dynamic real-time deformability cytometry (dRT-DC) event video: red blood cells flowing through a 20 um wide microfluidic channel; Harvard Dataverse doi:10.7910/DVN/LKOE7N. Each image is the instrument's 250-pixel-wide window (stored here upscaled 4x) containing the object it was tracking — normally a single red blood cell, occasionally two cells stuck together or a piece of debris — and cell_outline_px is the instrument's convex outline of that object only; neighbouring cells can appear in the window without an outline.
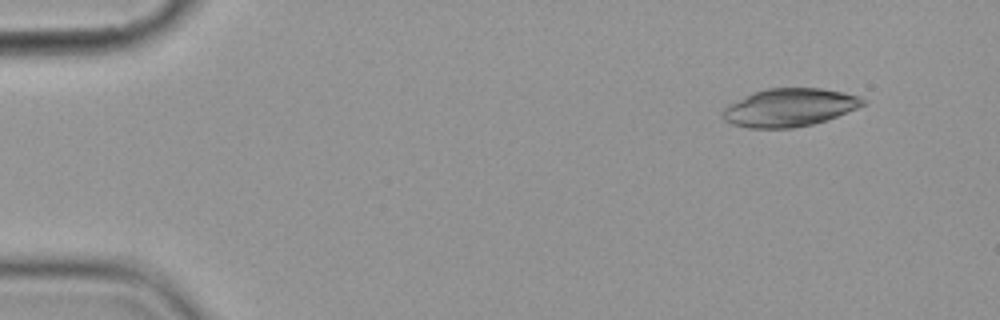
{"species": "common noctule bat (a hibernating species)", "species_latin": "Nyctalus noctula", "temperature_condition": "cold", "stored_images_in_passage": 5, "camera_frame_rate_fps": 3000, "um_per_image_px": 0.085, "animal": {"sex": "female", "body_mass_g": 19.9}, "frame": {"image": 1, "passage_image": 2, "time_ms": 1.333, "image_size_px": [1000, 320], "cell_outline_px": [[868, 100], [864, 104], [856, 108], [836, 116], [812, 124], [792, 128], [748, 128], [732, 124], [724, 120], [720, 112], [728, 104], [752, 92], [768, 88], [820, 88], [844, 92], [860, 96]], "centroid_in_image_um": [67.07, 9.13], "position_along_channel_um": 17.9, "area_um2": 31.1}}
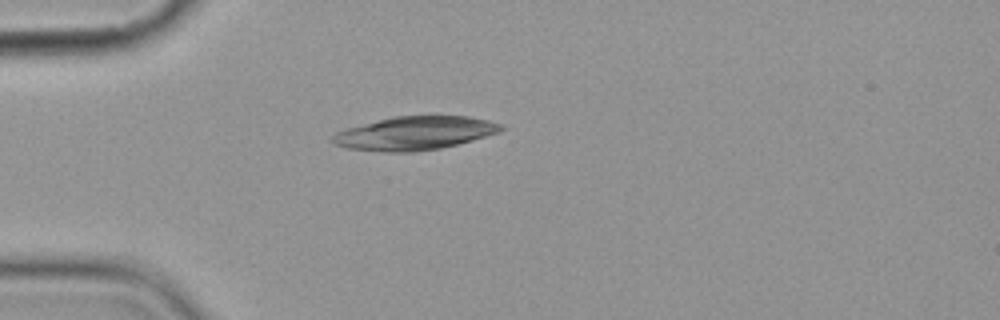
{"frame": {"image": 2, "passage_image": 5, "time_ms": 4.667, "image_size_px": [1000, 320], "cell_outline_px": [[504, 128], [500, 132], [472, 140], [440, 148], [416, 152], [384, 152], [348, 148], [332, 144], [328, 140], [336, 132], [344, 128], [392, 116], [468, 116], [488, 120], [500, 124]], "centroid_in_image_um": [35.18, 11.32], "position_along_channel_um": 49.8, "area_um2": 33.06}}